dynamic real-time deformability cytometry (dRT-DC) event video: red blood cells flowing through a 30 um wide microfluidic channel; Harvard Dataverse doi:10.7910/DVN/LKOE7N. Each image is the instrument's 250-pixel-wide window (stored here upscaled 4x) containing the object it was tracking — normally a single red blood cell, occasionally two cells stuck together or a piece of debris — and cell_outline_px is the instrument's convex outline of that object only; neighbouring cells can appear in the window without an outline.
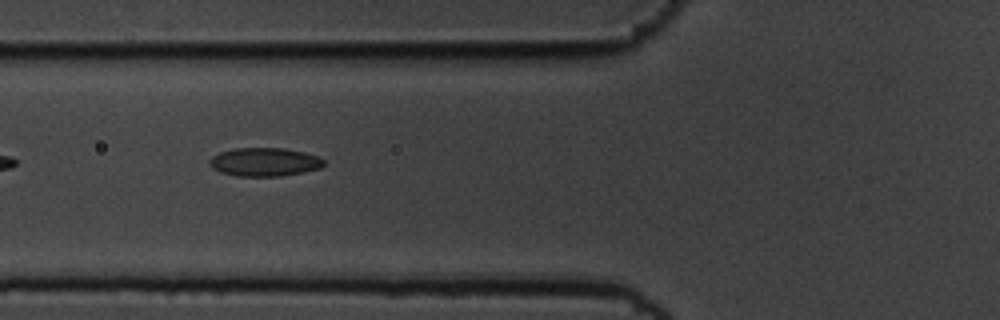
{"species": "common noctule bat (a hibernating species)", "species_latin": "Nyctalus noctula", "temperature_condition": "cold", "stored_images_in_passage": 25, "camera_frame_rate_fps": 3000, "um_per_image_px": 0.085, "animal": {"sex": "male", "body_mass_g": 19.5, "forearm_length_mm": 54.6}, "frame": {"image": 1, "passage_image": 5, "time_ms": 1.333, "image_size_px": [1000, 320], "cell_outline_px": [[324, 164], [320, 168], [280, 176], [236, 176], [220, 172], [212, 168], [208, 164], [208, 160], [212, 156], [220, 152], [232, 148], [284, 148], [304, 152], [316, 156], [324, 160]], "centroid_in_image_um": [22.42, 13.76], "position_along_channel_um": 103.4, "area_um2": 18.96}}
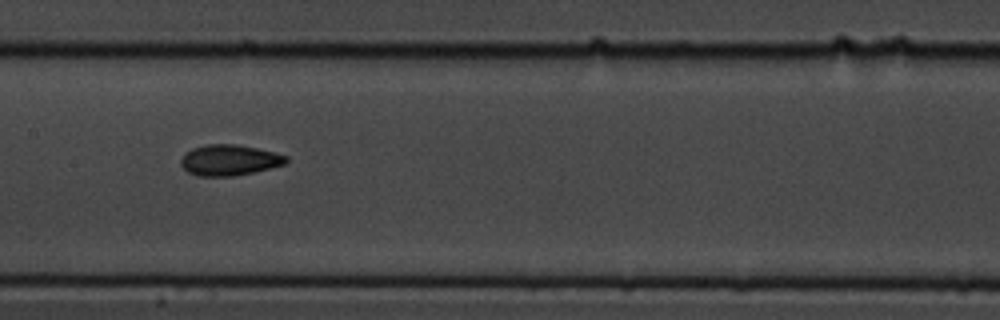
{"frame": {"image": 2, "passage_image": 12, "time_ms": 3.667, "image_size_px": [1000, 320], "cell_outline_px": [[288, 160], [284, 164], [252, 172], [232, 176], [196, 176], [188, 172], [180, 164], [180, 160], [184, 152], [192, 148], [208, 144], [236, 144], [256, 148], [288, 156]], "centroid_in_image_um": [19.43, 13.6], "position_along_channel_um": 188.0, "area_um2": 18.79}}
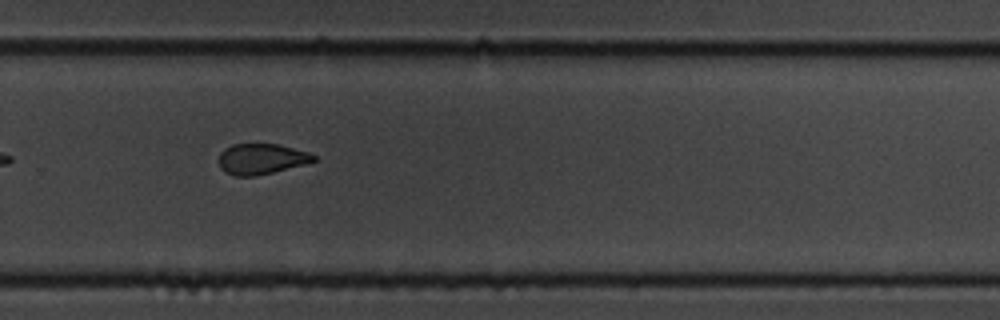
{"frame": {"image": 3, "passage_image": 22, "time_ms": 7.0, "image_size_px": [1000, 320], "cell_outline_px": [[316, 160], [304, 164], [256, 176], [236, 176], [224, 172], [220, 168], [220, 152], [224, 148], [232, 144], [280, 144], [308, 152], [316, 156]], "centroid_in_image_um": [22.2, 13.5], "position_along_channel_um": 307.6, "area_um2": 16.88}}